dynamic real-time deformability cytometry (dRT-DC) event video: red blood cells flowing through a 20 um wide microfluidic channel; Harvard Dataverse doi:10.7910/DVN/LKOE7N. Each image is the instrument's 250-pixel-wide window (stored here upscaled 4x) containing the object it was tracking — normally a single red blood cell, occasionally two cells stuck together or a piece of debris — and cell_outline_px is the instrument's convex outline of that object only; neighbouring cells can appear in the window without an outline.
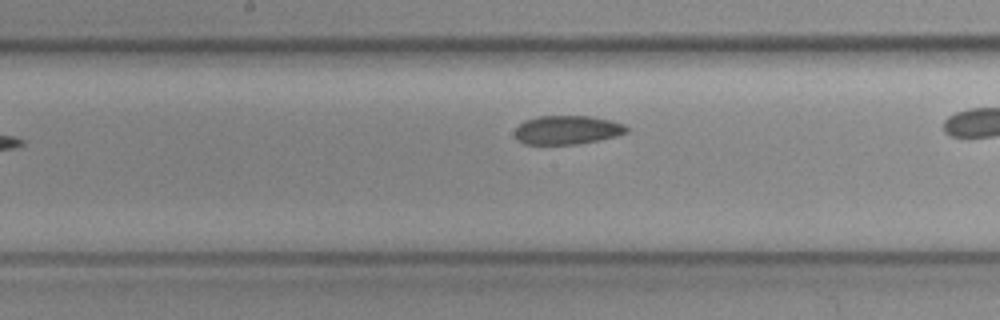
{"species": "common noctule bat (a hibernating species)", "species_latin": "Nyctalus noctula", "temperature_condition": "cold", "stored_images_in_passage": 24, "camera_frame_rate_fps": 3000, "um_per_image_px": 0.085, "animal": {"sex": "female", "body_mass_g": 19.3, "forearm_length_mm": 54.1}, "frame": {"image": 1, "passage_image": 11, "time_ms": 3.333, "image_size_px": [1000, 320], "cell_outline_px": [[628, 132], [616, 136], [576, 144], [524, 144], [516, 136], [516, 128], [524, 120], [536, 116], [588, 116], [608, 120], [624, 124], [628, 128]], "centroid_in_image_um": [48.21, 11.04], "position_along_channel_um": 200.0, "area_um2": 18.5}}
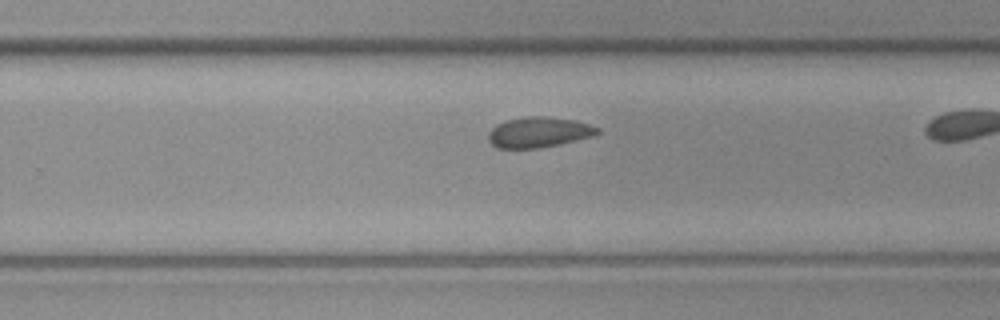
{"frame": {"image": 2, "passage_image": 17, "time_ms": 5.333, "image_size_px": [1000, 320], "cell_outline_px": [[600, 132], [592, 136], [560, 144], [540, 148], [496, 148], [488, 140], [488, 132], [496, 124], [504, 120], [528, 116], [544, 116], [572, 120], [588, 124], [600, 128]], "centroid_in_image_um": [45.75, 11.24], "position_along_channel_um": 284.0, "area_um2": 19.36}}